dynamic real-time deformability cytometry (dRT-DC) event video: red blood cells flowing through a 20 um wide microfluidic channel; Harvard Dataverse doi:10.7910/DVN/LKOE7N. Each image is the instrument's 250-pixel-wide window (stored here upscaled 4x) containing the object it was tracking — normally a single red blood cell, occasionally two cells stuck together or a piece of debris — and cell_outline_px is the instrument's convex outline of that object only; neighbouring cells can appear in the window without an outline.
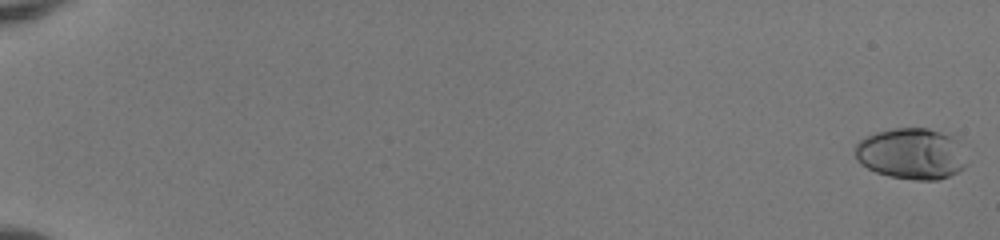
{"species": "human", "species_latin": "Homo sapiens", "temperature_condition": "room temperature", "stored_images_in_passage": 54, "camera_frame_rate_fps": 3000, "um_per_image_px": 0.085, "donor": {"sex": "female"}, "frame": {"image": 1, "passage_image": 1, "time_ms": 0.0, "image_size_px": [1000, 240], "cell_outline_px": [[968, 164], [964, 168], [948, 176], [936, 180], [916, 180], [888, 176], [876, 172], [860, 164], [856, 160], [852, 148], [864, 136], [876, 132], [892, 128], [928, 128], [952, 136]], "centroid_in_image_um": [77.38, 13.07], "position_along_channel_um": 7.6, "area_um2": 33.29}}
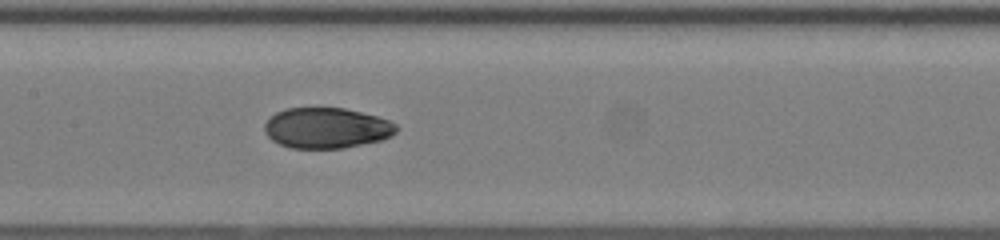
{"frame": {"image": 2, "passage_image": 30, "time_ms": 9.667, "image_size_px": [1000, 240], "cell_outline_px": [[400, 128], [392, 136], [380, 140], [344, 148], [288, 148], [272, 140], [264, 132], [264, 124], [276, 112], [284, 108], [344, 108], [376, 116], [388, 120], [396, 124]], "centroid_in_image_um": [27.75, 10.88], "position_along_channel_um": 179.6, "area_um2": 31.21}}
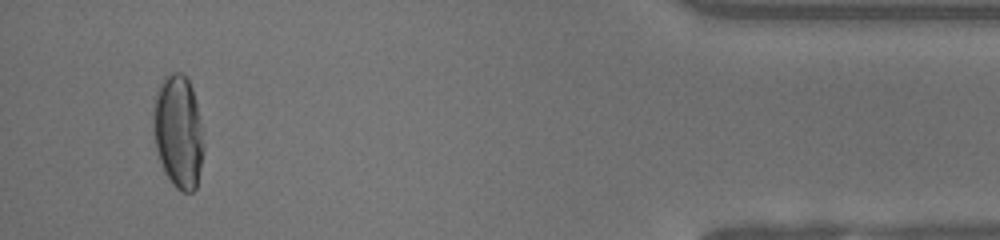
{"frame": {"image": 3, "passage_image": 52, "time_ms": 17.0, "image_size_px": [1000, 240], "cell_outline_px": [[204, 148], [196, 188], [192, 192], [180, 192], [172, 184], [164, 172], [156, 148], [152, 116], [156, 96], [160, 84], [164, 76], [172, 72], [180, 72], [188, 80], [192, 88], [200, 120], [204, 144]], "centroid_in_image_um": [15.15, 11.21], "position_along_channel_um": 420.0, "area_um2": 33.0}, "authors_computed_cell_mechanics": {"area_um2": 32.079, "velocity_mm_per_s": 4.0207, "shape_relaxation_time_tau1_ms": 7.707, "shape_relaxation_time_tau2_ms": 0.9903, "deformation_change_tau1": 0.2837, "deformation_change_tau2": 0.0369}}